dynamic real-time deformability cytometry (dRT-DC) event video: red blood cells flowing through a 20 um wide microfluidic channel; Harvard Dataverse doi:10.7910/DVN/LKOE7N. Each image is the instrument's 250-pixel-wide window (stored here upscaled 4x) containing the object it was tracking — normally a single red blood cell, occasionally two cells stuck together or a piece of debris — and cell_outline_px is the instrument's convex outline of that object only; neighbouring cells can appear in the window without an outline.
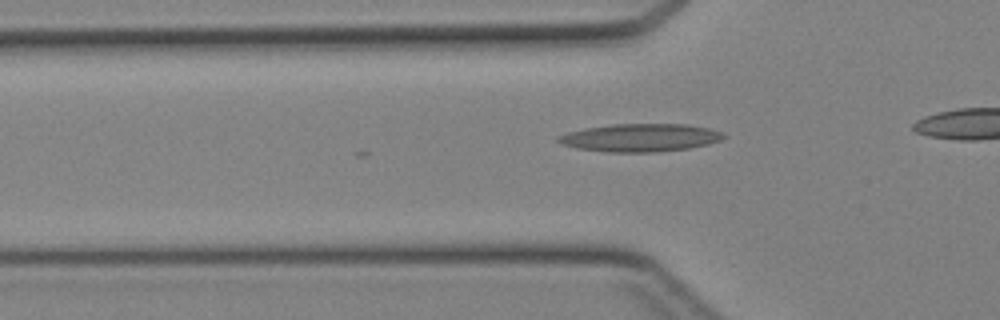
{"species": "Egyptian fruit bat (a non-hibernating species)", "species_latin": "Rousettus aegyptiacus", "temperature_condition": "cold", "stored_images_in_passage": 4, "camera_frame_rate_fps": 3000, "um_per_image_px": 0.085, "animal": {"sex": "female"}, "frame": {"image": 1, "passage_image": 4, "time_ms": 1.0, "image_size_px": [1000, 320], "cell_outline_px": [[728, 136], [720, 140], [708, 144], [688, 148], [656, 152], [608, 152], [576, 148], [560, 144], [556, 140], [556, 136], [568, 132], [584, 128], [612, 124], [688, 124], [708, 128], [724, 132]], "centroid_in_image_um": [54.41, 11.7], "position_along_channel_um": 71.4, "area_um2": 27.11}}